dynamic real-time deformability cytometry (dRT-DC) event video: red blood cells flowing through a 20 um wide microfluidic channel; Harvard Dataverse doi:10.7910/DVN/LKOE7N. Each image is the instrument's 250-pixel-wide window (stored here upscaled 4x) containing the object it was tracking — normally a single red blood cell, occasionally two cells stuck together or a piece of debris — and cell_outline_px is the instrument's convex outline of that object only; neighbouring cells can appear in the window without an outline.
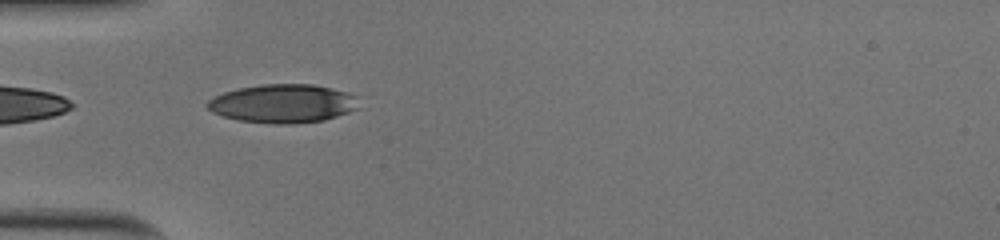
{"species": "human", "species_latin": "Homo sapiens", "temperature_condition": "cold", "stored_images_in_passage": 36, "camera_frame_rate_fps": 3000, "um_per_image_px": 0.085, "donor": {"sex": "male"}, "frame": {"image": 1, "passage_image": 1, "time_ms": 0.0, "image_size_px": [1000, 240], "cell_outline_px": [[360, 108], [324, 120], [296, 124], [272, 124], [240, 120], [224, 116], [212, 112], [204, 104], [208, 100], [224, 92], [240, 88], [260, 84], [312, 84], [332, 88], [356, 96]], "centroid_in_image_um": [24.05, 8.8], "position_along_channel_um": 60.9, "area_um2": 34.04}}
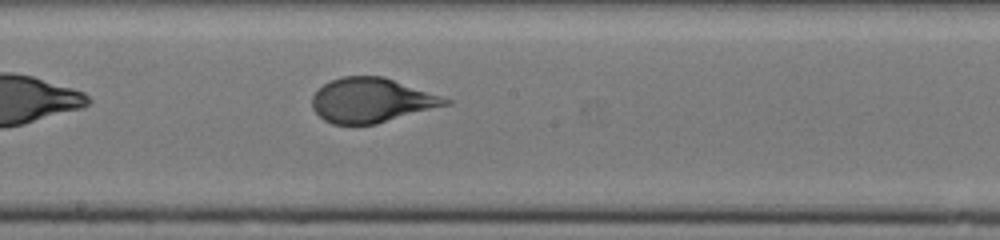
{"frame": {"image": 2, "passage_image": 13, "time_ms": 4.0, "image_size_px": [1000, 240], "cell_outline_px": [[452, 104], [376, 124], [332, 124], [324, 120], [312, 108], [312, 96], [324, 84], [332, 80], [344, 76], [384, 76], [452, 100]], "centroid_in_image_um": [31.59, 8.53], "position_along_channel_um": 216.6, "area_um2": 34.45}}
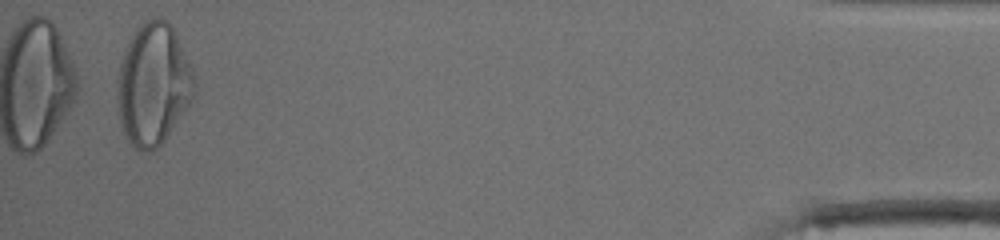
{"frame": {"image": 3, "passage_image": 34, "time_ms": 11.0, "image_size_px": [1000, 240], "cell_outline_px": [[196, 92], [164, 140], [152, 152], [140, 152], [128, 140], [124, 132], [120, 120], [116, 92], [120, 64], [124, 48], [136, 28], [144, 20], [152, 16], [156, 16], [168, 20], [176, 36], [192, 72], [196, 84]], "centroid_in_image_um": [12.99, 7.15], "position_along_channel_um": 422.2, "area_um2": 54.22}, "authors_computed_cell_mechanics": {"area_um2": 35.5181, "velocity_mm_per_s": 4.0048, "shape_relaxation_time_tau1_ms": 4.5613, "shape_relaxation_time_tau2_ms": null, "deformation_change_tau1": 0.1844, "deformation_change_tau2": null}}